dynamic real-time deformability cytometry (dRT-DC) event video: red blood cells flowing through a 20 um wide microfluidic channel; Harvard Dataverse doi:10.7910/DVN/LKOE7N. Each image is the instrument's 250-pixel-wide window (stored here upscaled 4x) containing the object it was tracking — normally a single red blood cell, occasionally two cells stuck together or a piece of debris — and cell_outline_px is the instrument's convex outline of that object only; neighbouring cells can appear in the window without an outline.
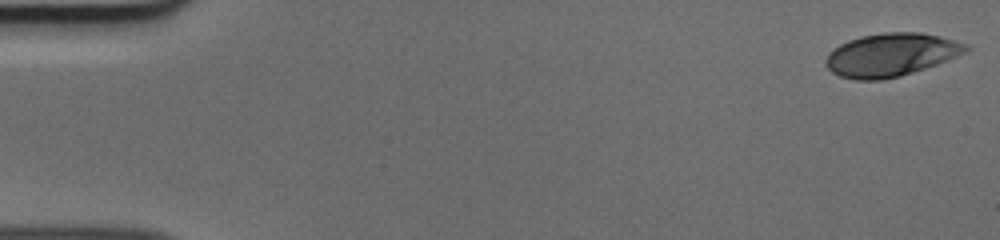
{"species": "human", "species_latin": "Homo sapiens", "temperature_condition": "cold", "stored_images_in_passage": 50, "camera_frame_rate_fps": 3000, "um_per_image_px": 0.085, "donor": {"sex": "male"}, "frame": {"image": 1, "passage_image": 1, "time_ms": 0.0, "image_size_px": [1000, 240], "cell_outline_px": [[972, 48], [968, 52], [948, 60], [900, 76], [880, 80], [856, 80], [840, 76], [832, 72], [824, 64], [824, 60], [828, 52], [840, 44], [848, 40], [860, 36], [884, 32], [920, 32], [940, 36], [956, 40], [968, 44]], "centroid_in_image_um": [75.74, 4.65], "position_along_channel_um": 9.3, "area_um2": 35.49}}
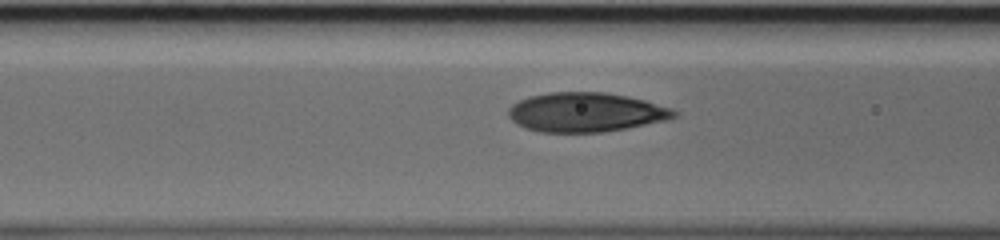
{"frame": {"image": 2, "passage_image": 20, "time_ms": 6.333, "image_size_px": [1000, 240], "cell_outline_px": [[680, 112], [676, 116], [664, 120], [604, 132], [540, 132], [524, 128], [516, 124], [508, 116], [508, 108], [512, 104], [528, 96], [548, 92], [604, 92], [628, 96], [644, 100], [672, 108]], "centroid_in_image_um": [49.75, 9.53], "position_along_channel_um": 116.9, "area_um2": 37.97}}
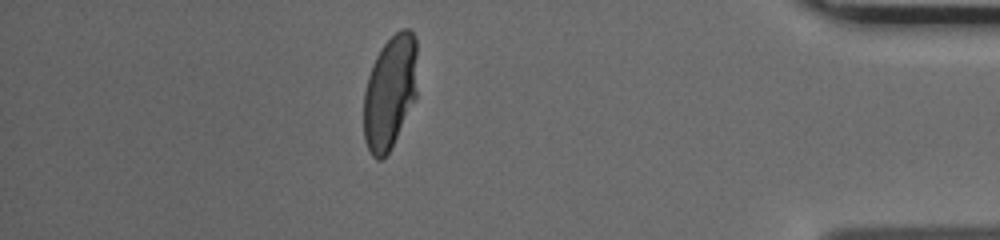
{"frame": {"image": 3, "passage_image": 44, "time_ms": 14.333, "image_size_px": [1000, 240], "cell_outline_px": [[416, 100], [388, 152], [380, 160], [376, 160], [372, 156], [364, 140], [364, 92], [368, 76], [372, 64], [380, 48], [400, 28], [408, 28], [412, 32], [416, 40]], "centroid_in_image_um": [33.14, 7.82], "position_along_channel_um": 402.1, "area_um2": 35.55}}